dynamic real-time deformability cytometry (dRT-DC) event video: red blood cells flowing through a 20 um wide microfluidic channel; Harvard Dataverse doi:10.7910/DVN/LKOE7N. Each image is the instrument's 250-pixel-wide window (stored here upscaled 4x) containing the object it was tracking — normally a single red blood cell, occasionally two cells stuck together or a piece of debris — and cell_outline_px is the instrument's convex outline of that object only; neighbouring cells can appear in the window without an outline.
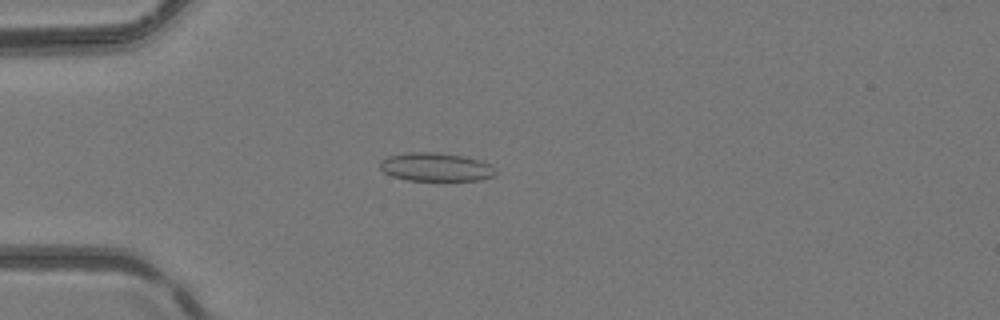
{"species": "common noctule bat (a hibernating species)", "species_latin": "Nyctalus noctula", "temperature_condition": "room temperature", "stored_images_in_passage": 50, "camera_frame_rate_fps": 3000, "um_per_image_px": 0.085, "animal": {"sex": "female", "body_mass_g": 24.6, "forearm_length_mm": 56.2}, "frame": {"image": 1, "passage_image": 14, "time_ms": 4.333, "image_size_px": [1000, 320], "cell_outline_px": [[496, 172], [492, 176], [480, 180], [408, 180], [392, 176], [384, 172], [380, 168], [380, 160], [388, 156], [412, 152], [432, 152], [468, 156], [480, 160], [488, 164]], "centroid_in_image_um": [37.02, 14.19], "position_along_channel_um": 48.0, "area_um2": 19.02}}
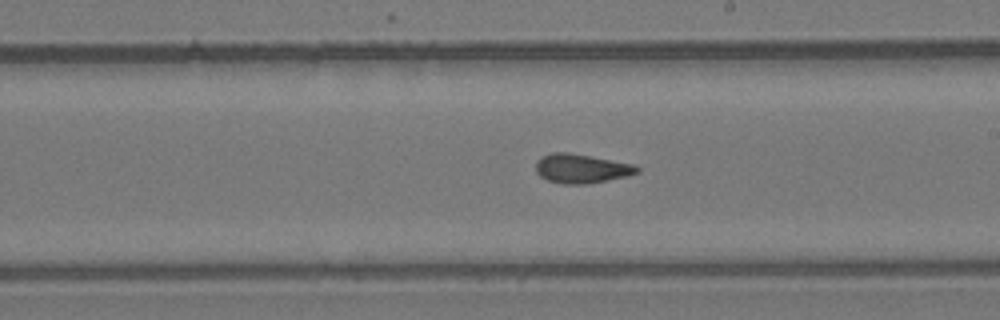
{"frame": {"image": 2, "passage_image": 29, "time_ms": 9.333, "image_size_px": [1000, 320], "cell_outline_px": [[640, 172], [628, 176], [588, 184], [564, 184], [548, 180], [540, 176], [536, 172], [536, 160], [552, 152], [568, 152], [636, 164], [640, 168]], "centroid_in_image_um": [49.46, 14.33], "position_along_channel_um": 239.5, "area_um2": 17.34}}
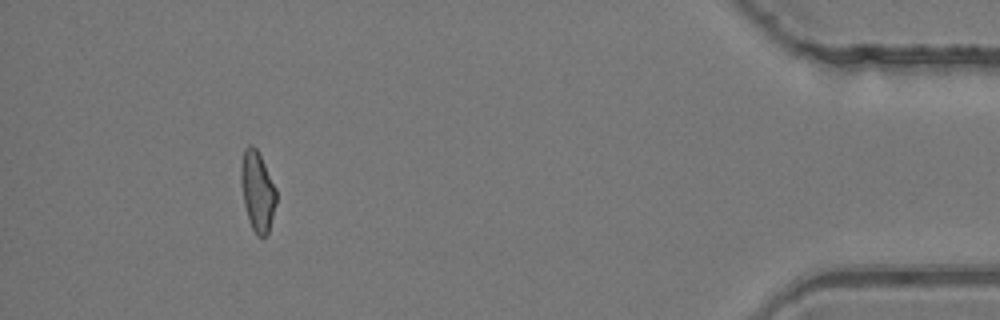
{"frame": {"image": 3, "passage_image": 46, "time_ms": 15.0, "image_size_px": [1000, 320], "cell_outline_px": [[276, 204], [268, 232], [264, 236], [256, 236], [252, 228], [244, 204], [240, 180], [240, 168], [244, 148], [248, 144], [252, 144], [256, 148], [276, 188]], "centroid_in_image_um": [21.87, 16.23], "position_along_channel_um": 413.3, "area_um2": 16.3}, "authors_computed_cell_mechanics": {"area_um2": 16.9643, "velocity_mm_per_s": 4.1913, "shape_relaxation_time_tau1_ms": null, "shape_relaxation_time_tau2_ms": 1.8927, "deformation_change_tau1": null, "deformation_change_tau2": 0.0636}}